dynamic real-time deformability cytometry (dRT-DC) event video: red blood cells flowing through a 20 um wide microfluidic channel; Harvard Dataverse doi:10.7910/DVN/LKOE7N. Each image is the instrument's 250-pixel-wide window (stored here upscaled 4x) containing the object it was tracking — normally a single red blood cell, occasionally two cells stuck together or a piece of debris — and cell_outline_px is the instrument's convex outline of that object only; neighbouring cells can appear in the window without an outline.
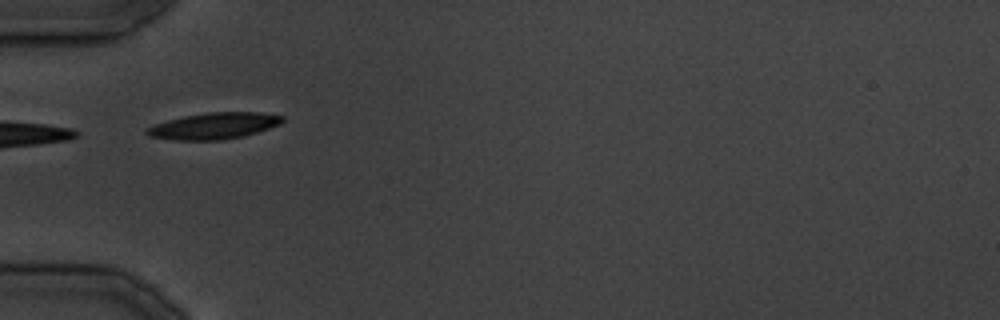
{"species": "common noctule bat (a hibernating species)", "species_latin": "Nyctalus noctula", "temperature_condition": "cold", "stored_images_in_passage": 6, "camera_frame_rate_fps": 3000, "um_per_image_px": 0.085, "animal": {"sex": "male", "body_mass_g": 19.5, "forearm_length_mm": 54.6}, "frame": {"image": 1, "passage_image": 1, "time_ms": 0.0, "image_size_px": [1000, 320], "cell_outline_px": [[284, 120], [280, 124], [244, 136], [224, 140], [176, 140], [148, 136], [144, 132], [144, 128], [168, 120], [184, 116], [208, 112], [260, 112], [284, 116]], "centroid_in_image_um": [18.17, 10.7], "position_along_channel_um": 66.8, "area_um2": 20.87}}